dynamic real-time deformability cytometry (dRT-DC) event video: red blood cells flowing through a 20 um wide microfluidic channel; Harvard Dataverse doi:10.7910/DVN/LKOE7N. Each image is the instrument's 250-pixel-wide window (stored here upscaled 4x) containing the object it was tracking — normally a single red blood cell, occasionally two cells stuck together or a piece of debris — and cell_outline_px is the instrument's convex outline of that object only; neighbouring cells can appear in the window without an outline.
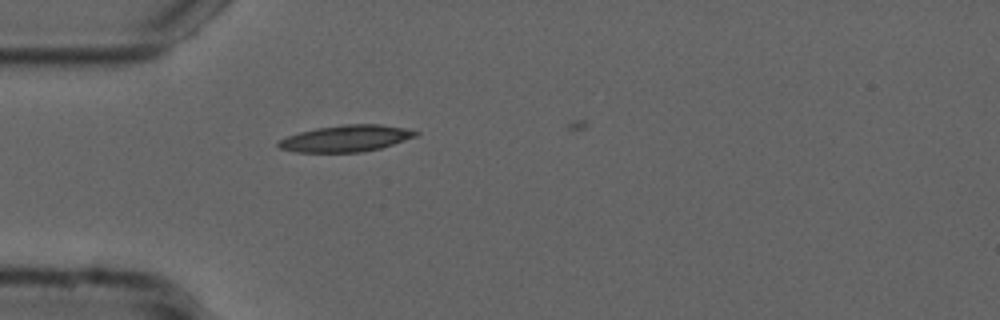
{"species": "common noctule bat (a hibernating species)", "species_latin": "Nyctalus noctula", "temperature_condition": "cold", "stored_images_in_passage": 5, "camera_frame_rate_fps": 3000, "um_per_image_px": 0.085, "animal": {"sex": "male", "forearm_length_mm": 52.5}, "frame": {"image": 1, "passage_image": 1, "time_ms": 0.0, "image_size_px": [1000, 320], "cell_outline_px": [[420, 132], [416, 136], [380, 148], [360, 152], [296, 152], [280, 148], [276, 144], [280, 140], [288, 136], [300, 132], [316, 128], [344, 124], [380, 124], [404, 128]], "centroid_in_image_um": [29.4, 11.76], "position_along_channel_um": 55.6, "area_um2": 20.98}}
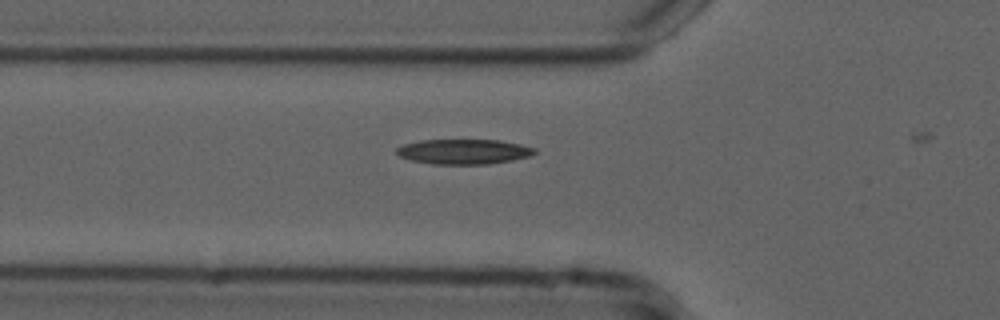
{"frame": {"image": 2, "passage_image": 4, "time_ms": 1.0, "image_size_px": [1000, 320], "cell_outline_px": [[536, 152], [528, 156], [512, 160], [488, 164], [432, 164], [412, 160], [400, 156], [396, 152], [396, 148], [404, 144], [420, 140], [500, 140], [520, 144], [536, 148]], "centroid_in_image_um": [39.42, 12.88], "position_along_channel_um": 86.4, "area_um2": 20.0}}